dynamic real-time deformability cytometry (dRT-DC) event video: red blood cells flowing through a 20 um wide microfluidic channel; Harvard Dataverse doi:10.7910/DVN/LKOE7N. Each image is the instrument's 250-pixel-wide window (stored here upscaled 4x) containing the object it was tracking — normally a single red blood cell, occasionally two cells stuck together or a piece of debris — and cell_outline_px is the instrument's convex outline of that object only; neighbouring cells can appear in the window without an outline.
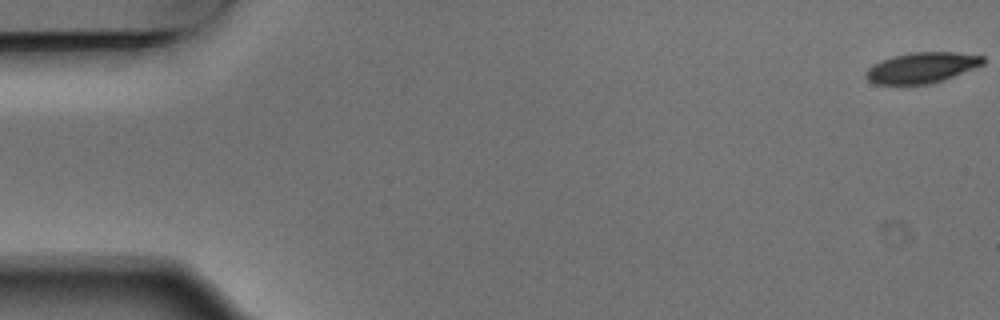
{"species": "Egyptian fruit bat (a non-hibernating species)", "species_latin": "Rousettus aegyptiacus", "temperature_condition": "warm", "stored_images_in_passage": 5, "camera_frame_rate_fps": 3000, "um_per_image_px": 0.085, "animal": {"sex": "male"}, "frame": {"image": 1, "passage_image": 1, "time_ms": 0.0, "image_size_px": [1000, 320], "cell_outline_px": [[984, 64], [944, 80], [932, 84], [876, 84], [868, 80], [868, 68], [872, 64], [880, 60], [892, 56], [908, 52], [956, 52], [984, 56]], "centroid_in_image_um": [78.37, 5.74], "position_along_channel_um": 6.6, "area_um2": 20.92}}
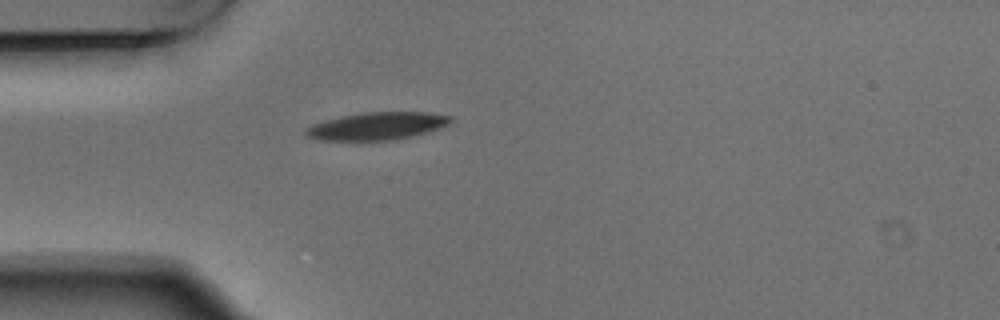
{"frame": {"image": 2, "passage_image": 5, "time_ms": 1.333, "image_size_px": [1000, 320], "cell_outline_px": [[452, 120], [448, 124], [440, 128], [412, 136], [396, 140], [320, 140], [304, 136], [304, 128], [312, 124], [324, 120], [364, 112], [428, 112], [452, 116]], "centroid_in_image_um": [32.02, 10.71], "position_along_channel_um": 53.0, "area_um2": 23.35}}